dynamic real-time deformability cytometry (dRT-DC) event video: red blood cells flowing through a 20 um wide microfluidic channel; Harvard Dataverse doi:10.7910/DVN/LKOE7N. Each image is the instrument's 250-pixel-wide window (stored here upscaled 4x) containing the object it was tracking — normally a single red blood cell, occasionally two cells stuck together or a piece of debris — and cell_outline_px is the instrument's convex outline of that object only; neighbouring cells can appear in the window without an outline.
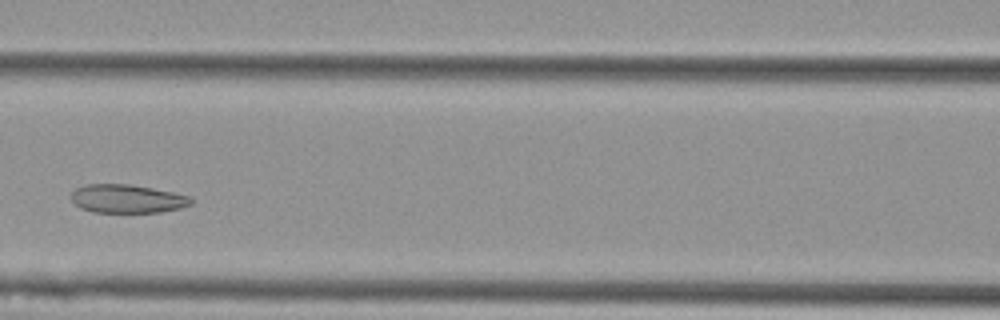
{"species": "Egyptian fruit bat (a non-hibernating species)", "species_latin": "Rousettus aegyptiacus", "temperature_condition": "cold", "stored_images_in_passage": 5, "camera_frame_rate_fps": 3000, "um_per_image_px": 0.085, "animal": {"sex": "female"}, "frame": {"image": 1, "passage_image": 5, "time_ms": 1.333, "image_size_px": [1000, 320], "cell_outline_px": [[192, 204], [180, 208], [160, 212], [92, 212], [80, 208], [72, 204], [72, 192], [76, 188], [84, 184], [128, 184], [152, 188], [192, 196]], "centroid_in_image_um": [10.79, 16.89], "position_along_channel_um": 155.8, "area_um2": 20.0}}